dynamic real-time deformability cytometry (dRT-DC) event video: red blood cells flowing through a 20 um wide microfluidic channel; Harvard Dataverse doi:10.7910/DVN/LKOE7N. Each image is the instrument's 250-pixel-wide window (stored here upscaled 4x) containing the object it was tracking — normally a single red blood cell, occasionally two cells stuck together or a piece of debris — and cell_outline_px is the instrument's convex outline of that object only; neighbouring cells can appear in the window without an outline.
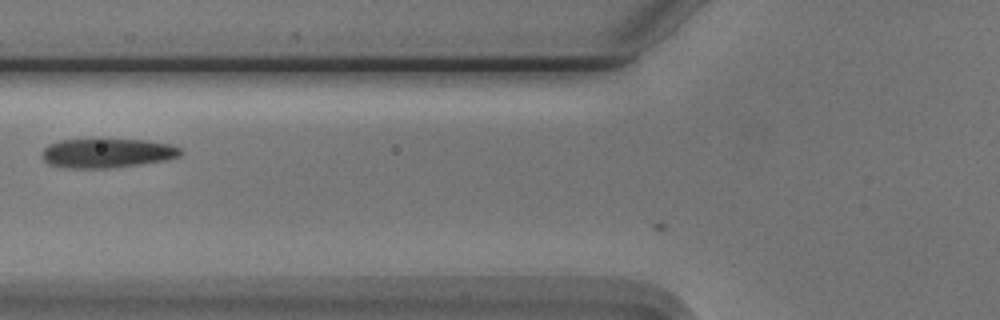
{"species": "Egyptian fruit bat (a non-hibernating species)", "species_latin": "Rousettus aegyptiacus", "temperature_condition": "cold", "stored_images_in_passage": 5, "camera_frame_rate_fps": 3000, "um_per_image_px": 0.085, "animal": {"sex": "male"}, "frame": {"image": 1, "passage_image": 2, "time_ms": 0.333, "image_size_px": [1000, 320], "cell_outline_px": [[184, 152], [180, 156], [168, 160], [112, 168], [60, 168], [48, 164], [40, 156], [40, 152], [48, 144], [60, 140], [100, 136], [148, 140], [172, 144], [180, 148]], "centroid_in_image_um": [9.08, 12.96], "position_along_channel_um": 116.7, "area_um2": 25.26}}
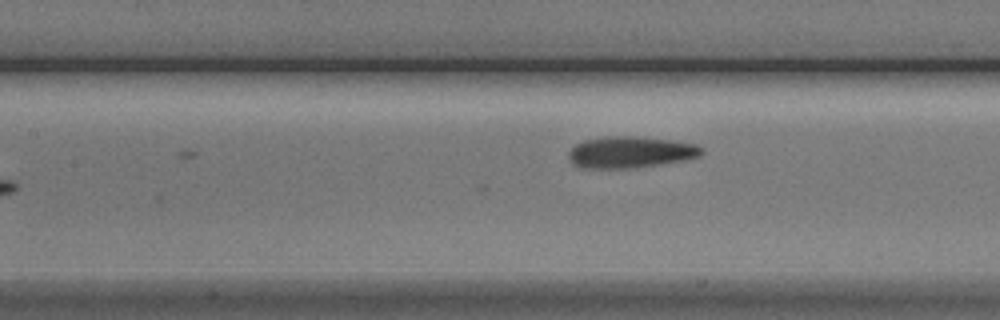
{"frame": {"image": 2, "passage_image": 5, "time_ms": 1.333, "image_size_px": [1000, 320], "cell_outline_px": [[704, 152], [700, 156], [684, 160], [660, 164], [624, 168], [580, 168], [572, 164], [568, 156], [568, 152], [576, 144], [584, 140], [604, 136], [636, 136], [672, 140], [696, 144], [704, 148]], "centroid_in_image_um": [53.58, 12.92], "position_along_channel_um": 153.8, "area_um2": 24.51}}